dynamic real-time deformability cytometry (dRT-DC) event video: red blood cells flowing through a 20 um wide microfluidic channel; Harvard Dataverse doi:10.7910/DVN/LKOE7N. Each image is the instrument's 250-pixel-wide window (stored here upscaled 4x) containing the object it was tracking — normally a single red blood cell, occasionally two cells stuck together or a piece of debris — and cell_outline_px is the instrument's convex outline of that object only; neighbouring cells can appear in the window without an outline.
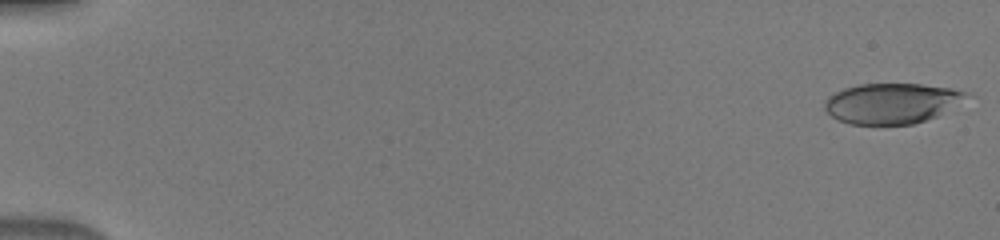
{"species": "human", "species_latin": "Homo sapiens", "temperature_condition": "warm", "stored_images_in_passage": 50, "camera_frame_rate_fps": 3000, "um_per_image_px": 0.085, "donor": {"sex": "male"}, "frame": {"image": 1, "passage_image": 1, "time_ms": 0.0, "image_size_px": [1000, 240], "cell_outline_px": [[972, 96], [936, 116], [912, 124], [848, 124], [832, 116], [824, 108], [824, 104], [828, 96], [844, 88], [860, 84], [920, 84], [952, 88], [968, 92]], "centroid_in_image_um": [75.81, 8.77], "position_along_channel_um": 9.2, "area_um2": 33.18}}
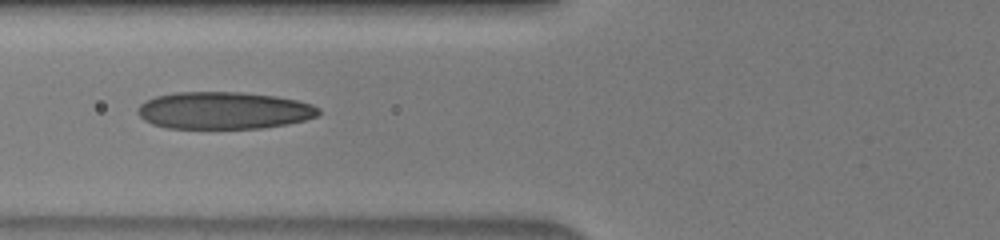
{"frame": {"image": 2, "passage_image": 21, "time_ms": 6.667, "image_size_px": [1000, 240], "cell_outline_px": [[320, 112], [316, 116], [304, 120], [284, 124], [260, 128], [168, 128], [152, 124], [144, 120], [136, 112], [136, 108], [144, 100], [156, 96], [172, 92], [240, 92], [276, 96], [296, 100], [312, 104], [320, 108]], "centroid_in_image_um": [18.97, 9.38], "position_along_channel_um": 106.8, "area_um2": 39.3}}
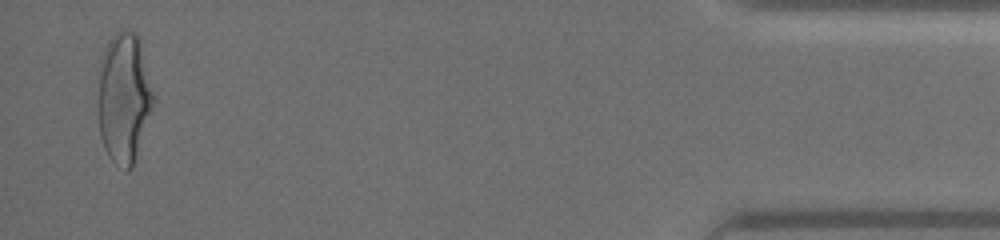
{"frame": {"image": 3, "passage_image": 49, "time_ms": 16.0, "image_size_px": [1000, 240], "cell_outline_px": [[156, 100], [132, 168], [128, 172], [116, 164], [108, 156], [104, 148], [100, 136], [96, 72], [100, 56], [108, 40], [116, 32], [136, 32], [140, 36], [156, 96]], "centroid_in_image_um": [10.54, 8.27], "position_along_channel_um": 424.7, "area_um2": 43.52}}